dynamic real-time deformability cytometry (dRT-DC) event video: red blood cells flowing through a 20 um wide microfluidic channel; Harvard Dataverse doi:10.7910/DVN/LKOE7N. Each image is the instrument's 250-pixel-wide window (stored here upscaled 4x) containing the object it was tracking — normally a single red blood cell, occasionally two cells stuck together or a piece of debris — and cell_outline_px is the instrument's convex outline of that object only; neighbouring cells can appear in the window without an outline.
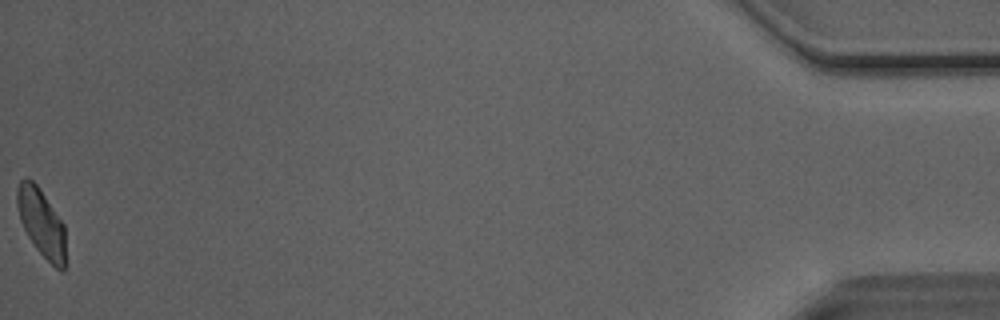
{"species": "Egyptian fruit bat (a non-hibernating species)", "species_latin": "Rousettus aegyptiacus", "temperature_condition": "room temperature", "stored_images_in_passage": 46, "camera_frame_rate_fps": 3000, "um_per_image_px": 0.085, "animal": {"sex": "male"}, "frame": {"image": 1, "passage_image": 46, "time_ms": 15.0, "image_size_px": [1000, 320], "cell_outline_px": [[64, 272], [60, 272], [36, 248], [28, 236], [20, 220], [16, 204], [16, 192], [20, 180], [24, 176], [28, 176], [36, 184], [64, 224]], "centroid_in_image_um": [3.49, 18.9], "position_along_channel_um": 431.7, "area_um2": 18.96}, "authors_computed_cell_mechanics": {"area_um2": 20.8947, "velocity_mm_per_s": 4.0661, "shape_relaxation_time_tau1_ms": 5.8006, "shape_relaxation_time_tau2_ms": 1.5573, "deformation_change_tau1": 0.1465, "deformation_change_tau2": 0.0777}}